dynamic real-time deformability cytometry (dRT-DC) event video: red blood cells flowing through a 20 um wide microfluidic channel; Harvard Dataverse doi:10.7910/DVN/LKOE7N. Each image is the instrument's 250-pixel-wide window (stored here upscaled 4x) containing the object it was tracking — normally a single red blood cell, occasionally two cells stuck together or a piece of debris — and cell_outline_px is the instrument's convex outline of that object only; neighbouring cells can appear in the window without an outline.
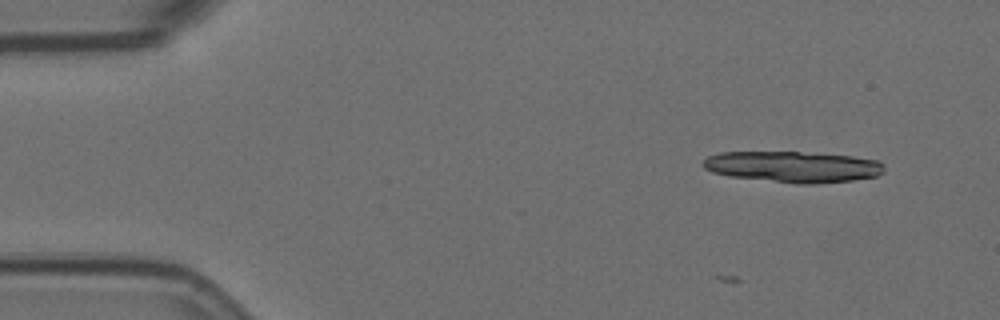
{"species": "Egyptian fruit bat (a non-hibernating species)", "species_latin": "Rousettus aegyptiacus", "temperature_condition": "room temperature", "stored_images_in_passage": 6, "camera_frame_rate_fps": 3000, "um_per_image_px": 0.085, "animal": {"sex": "female"}, "frame": {"image": 1, "passage_image": 1, "time_ms": 0.0, "image_size_px": [1000, 320], "cell_outline_px": [[884, 172], [876, 176], [852, 180], [816, 184], [796, 184], [728, 176], [712, 172], [704, 168], [700, 164], [708, 156], [720, 152], [800, 152], [852, 156], [876, 160], [884, 164]], "centroid_in_image_um": [67.38, 14.18], "position_along_channel_um": 17.6, "area_um2": 32.95}}